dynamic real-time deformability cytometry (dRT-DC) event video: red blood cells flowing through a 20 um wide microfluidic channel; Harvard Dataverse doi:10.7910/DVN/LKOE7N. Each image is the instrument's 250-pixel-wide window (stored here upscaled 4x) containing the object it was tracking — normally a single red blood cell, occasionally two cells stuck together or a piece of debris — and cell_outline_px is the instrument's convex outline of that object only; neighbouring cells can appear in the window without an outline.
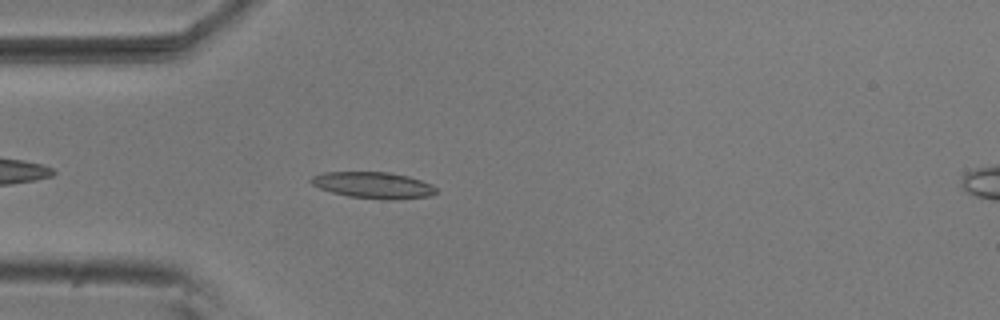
{"species": "common noctule bat (a hibernating species)", "species_latin": "Nyctalus noctula", "temperature_condition": "room temperature", "stored_images_in_passage": 39, "camera_frame_rate_fps": 3000, "um_per_image_px": 0.085, "animal": {"sex": "male", "body_mass_g": 20.5, "forearm_length_mm": 52.5}, "frame": {"image": 1, "passage_image": 4, "time_ms": 1.0, "image_size_px": [1000, 320], "cell_outline_px": [[436, 192], [428, 196], [396, 200], [384, 200], [348, 196], [332, 192], [320, 188], [312, 184], [308, 180], [312, 176], [324, 172], [388, 172], [408, 176], [432, 184], [436, 188]], "centroid_in_image_um": [31.72, 15.74], "position_along_channel_um": 53.3, "area_um2": 19.25}}
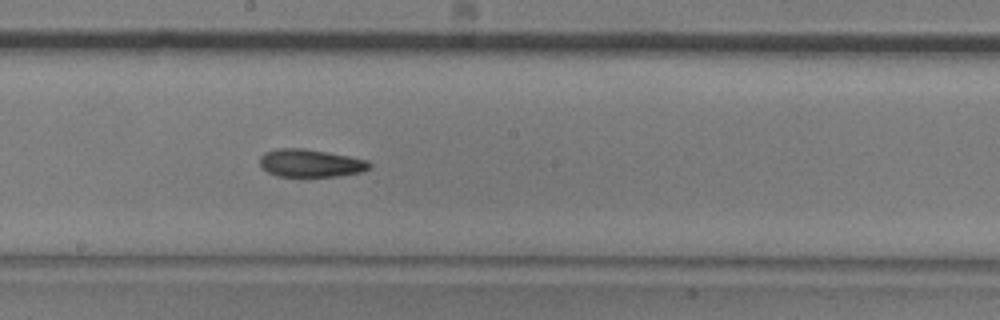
{"frame": {"image": 2, "passage_image": 18, "time_ms": 5.667, "image_size_px": [1000, 320], "cell_outline_px": [[372, 164], [368, 168], [360, 172], [340, 176], [276, 176], [268, 172], [260, 164], [260, 156], [264, 152], [276, 148], [304, 148], [328, 152], [368, 160]], "centroid_in_image_um": [26.38, 13.85], "position_along_channel_um": 221.8, "area_um2": 17.74}}
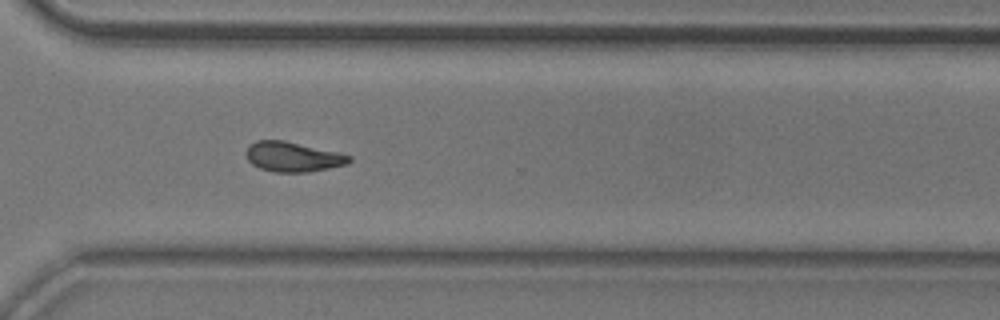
{"frame": {"image": 3, "passage_image": 28, "time_ms": 9.0, "image_size_px": [1000, 320], "cell_outline_px": [[352, 160], [348, 164], [308, 172], [272, 172], [260, 168], [252, 164], [248, 160], [244, 152], [248, 144], [256, 140], [284, 140], [336, 152], [352, 156]], "centroid_in_image_um": [24.85, 13.32], "position_along_channel_um": 345.8, "area_um2": 18.03}, "authors_computed_cell_mechanics": {"area_um2": 17.5712, "velocity_mm_per_s": 3.7359, "shape_relaxation_time_tau1_ms": 8.9093, "shape_relaxation_time_tau2_ms": null, "deformation_change_tau1": 0.1916, "deformation_change_tau2": null}}